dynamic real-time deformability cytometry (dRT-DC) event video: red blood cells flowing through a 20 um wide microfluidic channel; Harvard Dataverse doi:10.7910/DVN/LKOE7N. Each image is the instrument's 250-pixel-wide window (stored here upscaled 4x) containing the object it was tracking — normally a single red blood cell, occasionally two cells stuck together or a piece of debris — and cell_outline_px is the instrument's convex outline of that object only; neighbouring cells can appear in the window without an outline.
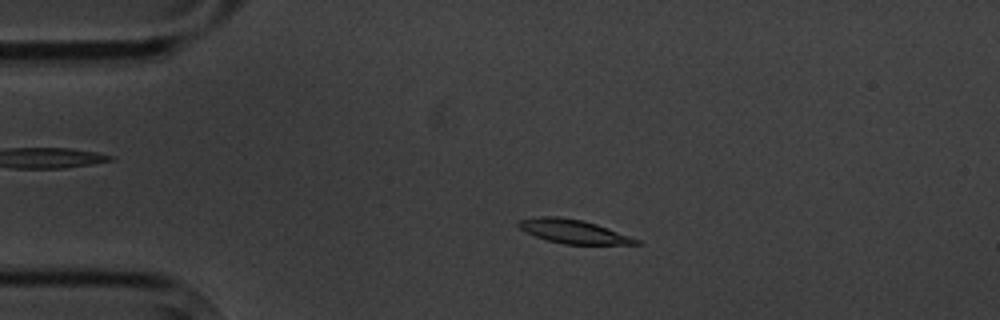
{"species": "common noctule bat (a hibernating species)", "species_latin": "Nyctalus noctula", "temperature_condition": "cold", "stored_images_in_passage": 7, "camera_frame_rate_fps": 3000, "um_per_image_px": 0.085, "animal": {"sex": "male", "body_mass_g": 20.1, "forearm_length_mm": 53.5}, "frame": {"image": 1, "passage_image": 4, "time_ms": 3.667, "image_size_px": [1000, 320], "cell_outline_px": [[640, 244], [564, 244], [548, 240], [536, 236], [520, 228], [516, 224], [516, 220], [540, 216], [560, 216], [580, 220], [596, 224], [640, 240]], "centroid_in_image_um": [48.69, 19.66], "position_along_channel_um": 36.3, "area_um2": 16.01}}
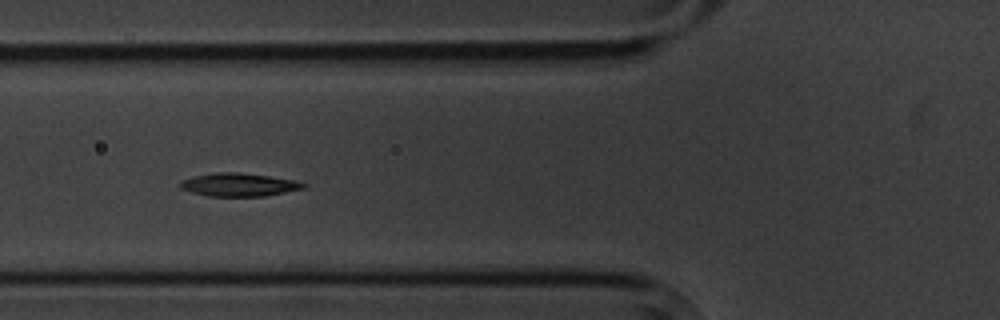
{"frame": {"image": 2, "passage_image": 6, "time_ms": 6.667, "image_size_px": [1000, 320], "cell_outline_px": [[308, 184], [304, 188], [264, 196], [208, 196], [192, 192], [180, 188], [180, 180], [196, 176], [216, 172], [240, 172], [296, 180]], "centroid_in_image_um": [20.31, 15.69], "position_along_channel_um": 105.5, "area_um2": 16.53}}
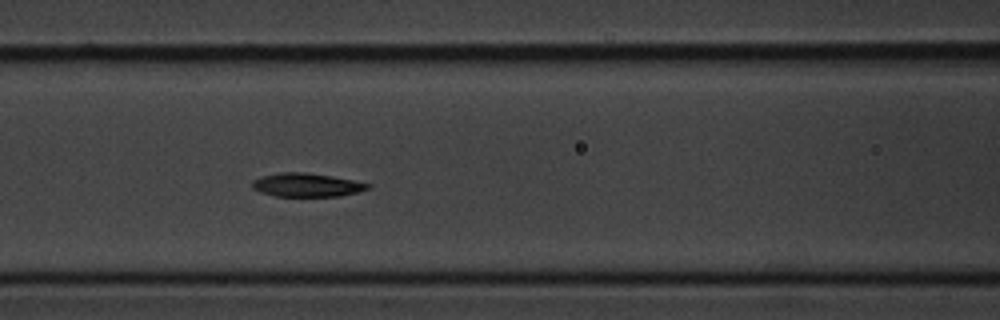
{"frame": {"image": 3, "passage_image": 7, "time_ms": 7.667, "image_size_px": [1000, 320], "cell_outline_px": [[372, 188], [340, 196], [276, 196], [260, 192], [252, 188], [252, 180], [264, 176], [280, 172], [304, 172], [332, 176], [372, 184]], "centroid_in_image_um": [26.08, 15.72], "position_along_channel_um": 140.5, "area_um2": 15.84}}